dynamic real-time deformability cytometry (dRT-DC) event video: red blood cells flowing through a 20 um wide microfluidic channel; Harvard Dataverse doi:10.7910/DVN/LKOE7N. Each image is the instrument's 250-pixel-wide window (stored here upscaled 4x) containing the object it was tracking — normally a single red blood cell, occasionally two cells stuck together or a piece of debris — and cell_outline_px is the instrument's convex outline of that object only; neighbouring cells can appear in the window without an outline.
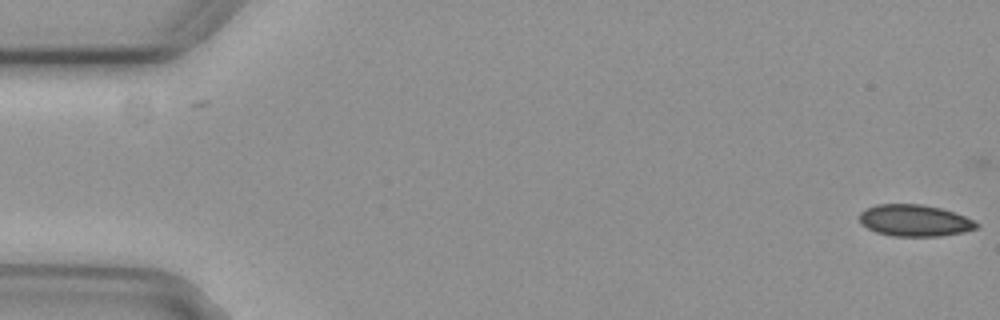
{"species": "common noctule bat (a hibernating species)", "species_latin": "Nyctalus noctula", "temperature_condition": "cold", "stored_images_in_passage": 4, "camera_frame_rate_fps": 3000, "um_per_image_px": 0.085, "animal": {"sex": "female", "body_mass_g": 29.2, "forearm_length_mm": 56.3}, "frame": {"image": 1, "passage_image": 1, "time_ms": 0.0, "image_size_px": [1000, 320], "cell_outline_px": [[980, 224], [976, 228], [964, 232], [940, 236], [892, 236], [876, 232], [860, 224], [860, 212], [876, 204], [920, 204], [940, 208], [964, 216]], "centroid_in_image_um": [77.72, 18.75], "position_along_channel_um": 7.3, "area_um2": 21.44}}